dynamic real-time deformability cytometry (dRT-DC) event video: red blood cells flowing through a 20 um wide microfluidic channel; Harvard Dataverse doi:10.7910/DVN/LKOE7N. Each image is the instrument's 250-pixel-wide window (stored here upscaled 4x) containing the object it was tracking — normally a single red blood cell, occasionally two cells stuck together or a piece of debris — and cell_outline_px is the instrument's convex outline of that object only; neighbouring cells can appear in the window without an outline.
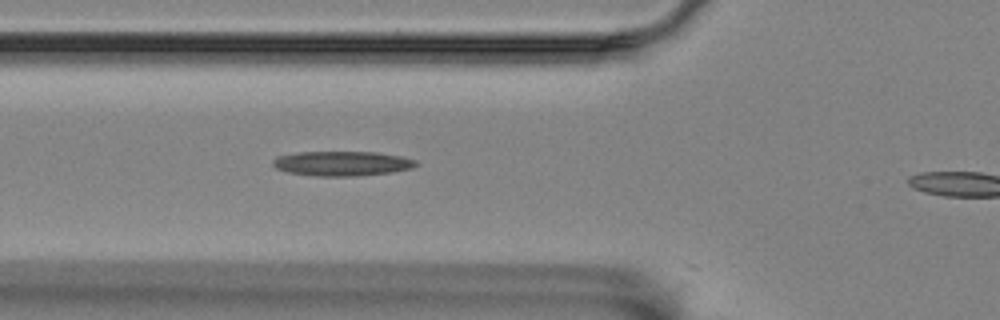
{"species": "Egyptian fruit bat (a non-hibernating species)", "species_latin": "Rousettus aegyptiacus", "temperature_condition": "room temperature", "stored_images_in_passage": 7, "camera_frame_rate_fps": 3000, "um_per_image_px": 0.085, "animal": {"sex": "female"}, "frame": {"image": 1, "passage_image": 6, "time_ms": 1.667, "image_size_px": [1000, 320], "cell_outline_px": [[420, 164], [412, 168], [392, 172], [356, 176], [316, 176], [288, 172], [276, 168], [272, 164], [272, 160], [276, 156], [300, 152], [376, 152], [400, 156], [416, 160]], "centroid_in_image_um": [29.08, 13.89], "position_along_channel_um": 96.7, "area_um2": 20.63}}